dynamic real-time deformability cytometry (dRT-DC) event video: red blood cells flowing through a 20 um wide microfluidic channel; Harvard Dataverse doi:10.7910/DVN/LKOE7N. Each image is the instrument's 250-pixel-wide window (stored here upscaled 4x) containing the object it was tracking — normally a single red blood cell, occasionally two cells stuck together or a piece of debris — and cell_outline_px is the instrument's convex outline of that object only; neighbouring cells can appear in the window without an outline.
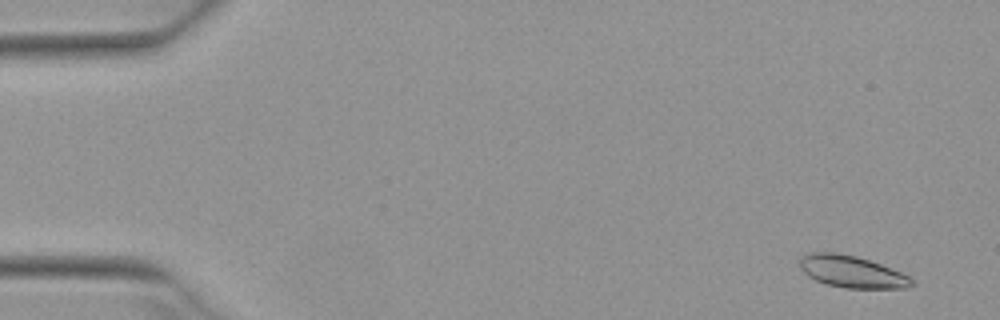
{"species": "Egyptian fruit bat (a non-hibernating species)", "species_latin": "Rousettus aegyptiacus", "temperature_condition": "warm", "stored_images_in_passage": 52, "camera_frame_rate_fps": 3000, "um_per_image_px": 0.085, "animal": {"sex": "female"}, "frame": {"image": 1, "passage_image": 3, "time_ms": 0.667, "image_size_px": [1000, 320], "cell_outline_px": [[916, 284], [908, 288], [844, 288], [828, 284], [816, 280], [808, 276], [800, 268], [796, 260], [800, 256], [808, 252], [836, 252], [856, 256], [880, 264], [900, 272], [916, 280]], "centroid_in_image_um": [72.37, 23.08], "position_along_channel_um": 12.6, "area_um2": 21.1}}
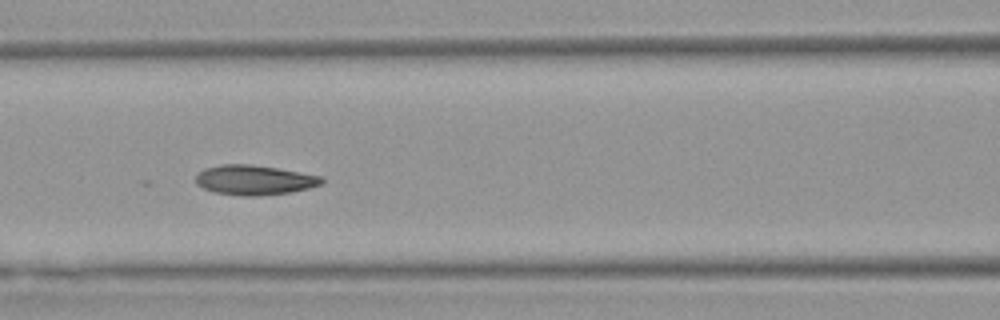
{"frame": {"image": 2, "passage_image": 23, "time_ms": 7.333, "image_size_px": [1000, 320], "cell_outline_px": [[324, 180], [320, 184], [308, 188], [292, 192], [256, 196], [240, 196], [212, 192], [196, 184], [196, 176], [204, 168], [220, 164], [248, 164], [276, 168], [324, 176]], "centroid_in_image_um": [21.61, 15.3], "position_along_channel_um": 145.0, "area_um2": 21.91}}
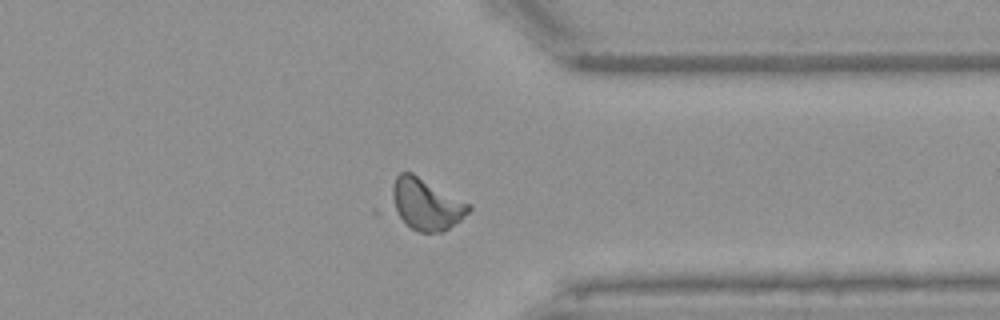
{"frame": {"image": 3, "passage_image": 41, "time_ms": 13.333, "image_size_px": [1000, 320], "cell_outline_px": [[472, 208], [460, 220], [444, 232], [420, 232], [412, 228], [400, 216], [396, 208], [392, 196], [392, 184], [396, 176], [400, 172], [412, 172], [472, 204]], "centroid_in_image_um": [36.27, 17.33], "position_along_channel_um": 375.1, "area_um2": 22.77}}